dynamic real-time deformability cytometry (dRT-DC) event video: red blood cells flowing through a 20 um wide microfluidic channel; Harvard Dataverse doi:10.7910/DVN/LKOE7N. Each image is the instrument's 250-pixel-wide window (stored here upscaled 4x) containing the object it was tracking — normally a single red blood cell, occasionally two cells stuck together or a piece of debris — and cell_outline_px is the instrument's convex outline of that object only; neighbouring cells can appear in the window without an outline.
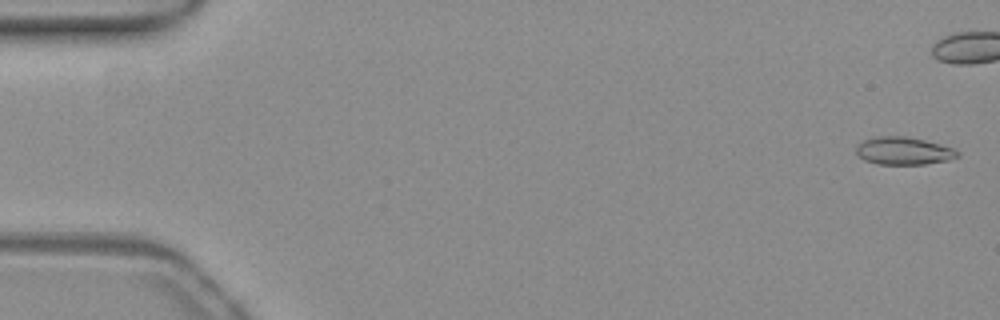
{"species": "common noctule bat (a hibernating species)", "species_latin": "Nyctalus noctula", "temperature_condition": "warm", "stored_images_in_passage": 43, "camera_frame_rate_fps": 3000, "um_per_image_px": 0.085, "animal": {"sex": "female", "body_mass_g": 19.3, "forearm_length_mm": 54.1}, "frame": {"image": 1, "passage_image": 2, "time_ms": 0.333, "image_size_px": [1000, 320], "cell_outline_px": [[960, 156], [948, 160], [924, 164], [876, 164], [864, 160], [856, 152], [856, 148], [864, 140], [872, 136], [904, 136], [924, 140], [952, 148], [960, 152]], "centroid_in_image_um": [76.8, 12.82], "position_along_channel_um": 8.2, "area_um2": 16.24}}
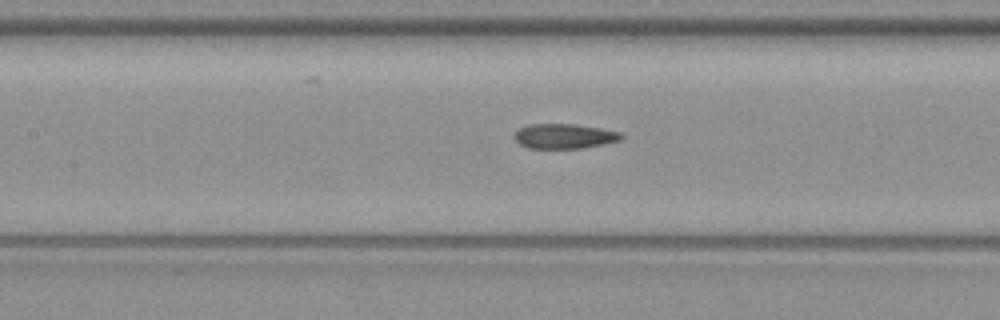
{"frame": {"image": 2, "passage_image": 25, "time_ms": 8.0, "image_size_px": [1000, 320], "cell_outline_px": [[624, 136], [620, 140], [604, 144], [584, 148], [528, 148], [520, 144], [512, 136], [520, 128], [528, 124], [572, 124], [600, 128], [620, 132]], "centroid_in_image_um": [47.96, 11.58], "position_along_channel_um": 159.4, "area_um2": 15.43}}
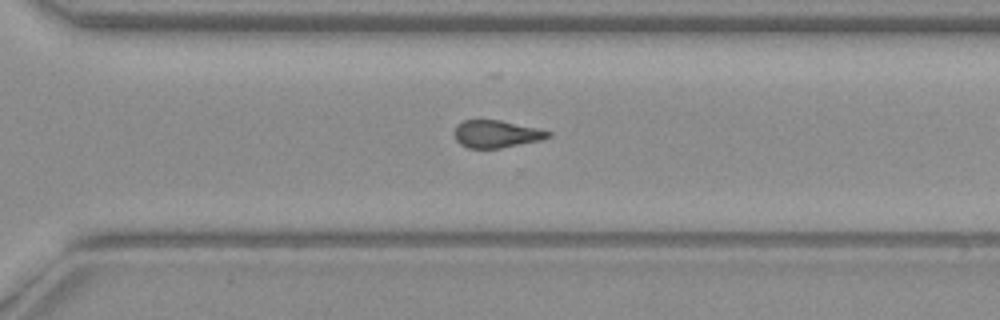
{"frame": {"image": 3, "passage_image": 38, "time_ms": 12.333, "image_size_px": [1000, 320], "cell_outline_px": [[552, 136], [540, 140], [500, 148], [468, 148], [460, 144], [456, 140], [456, 124], [464, 120], [500, 120], [536, 128], [552, 132]], "centroid_in_image_um": [42.19, 11.39], "position_along_channel_um": 328.4, "area_um2": 14.8}}